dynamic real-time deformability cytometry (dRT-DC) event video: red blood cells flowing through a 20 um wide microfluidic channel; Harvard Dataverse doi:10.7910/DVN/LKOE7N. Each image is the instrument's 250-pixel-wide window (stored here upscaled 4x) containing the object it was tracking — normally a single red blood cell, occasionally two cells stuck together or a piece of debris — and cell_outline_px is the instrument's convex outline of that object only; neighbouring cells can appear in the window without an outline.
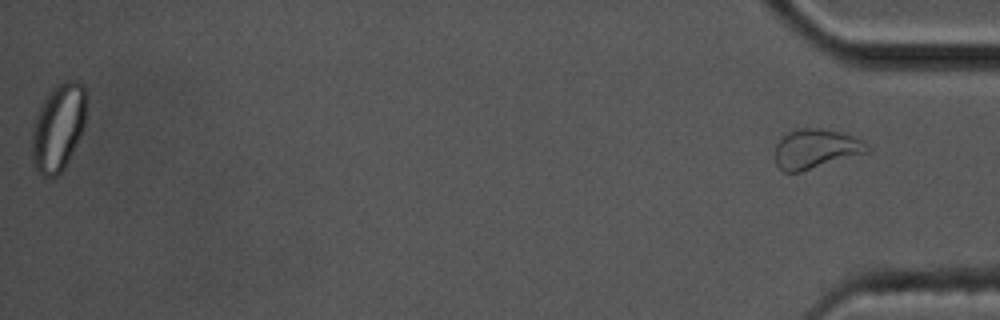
{"species": "common noctule bat (a hibernating species)", "species_latin": "Nyctalus noctula", "temperature_condition": "cold", "stored_images_in_passage": 43, "segment_of_instrument_passage": [2, 2], "camera_frame_rate_fps": 3000, "um_per_image_px": 0.085, "animal": {"sex": "male", "body_mass_g": 17.5, "forearm_length_mm": 52.3}, "frame": {"image": 1, "passage_image": 43, "time_ms": 14.0, "image_size_px": [1000, 320], "cell_outline_px": [[868, 152], [800, 172], [784, 172], [776, 164], [776, 144], [788, 132], [800, 128], [820, 128], [840, 132], [852, 136], [860, 140], [868, 148]], "centroid_in_image_um": [69.3, 12.65], "position_along_channel_um": 365.9, "area_um2": 20.75}}